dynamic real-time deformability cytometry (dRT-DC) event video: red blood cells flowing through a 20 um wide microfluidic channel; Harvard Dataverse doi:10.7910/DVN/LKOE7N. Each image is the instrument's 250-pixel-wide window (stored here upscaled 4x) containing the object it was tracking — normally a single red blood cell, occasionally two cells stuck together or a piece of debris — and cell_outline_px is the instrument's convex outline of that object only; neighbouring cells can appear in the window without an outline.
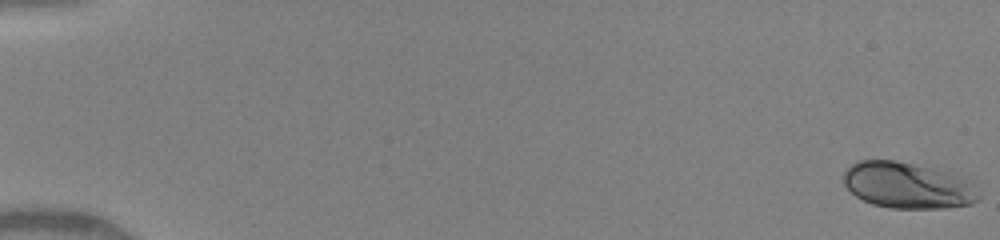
{"species": "human", "species_latin": "Homo sapiens", "temperature_condition": "warm", "stored_images_in_passage": 51, "camera_frame_rate_fps": 3000, "um_per_image_px": 0.085, "donor": {"sex": "female"}, "frame": {"image": 1, "passage_image": 1, "time_ms": 0.0, "image_size_px": [1000, 240], "cell_outline_px": [[980, 196], [972, 204], [948, 208], [892, 208], [872, 204], [856, 196], [844, 184], [844, 172], [852, 164], [860, 160], [892, 160], [960, 172], [972, 180], [980, 192]], "centroid_in_image_um": [77.28, 15.74], "position_along_channel_um": 7.7, "area_um2": 37.17}}
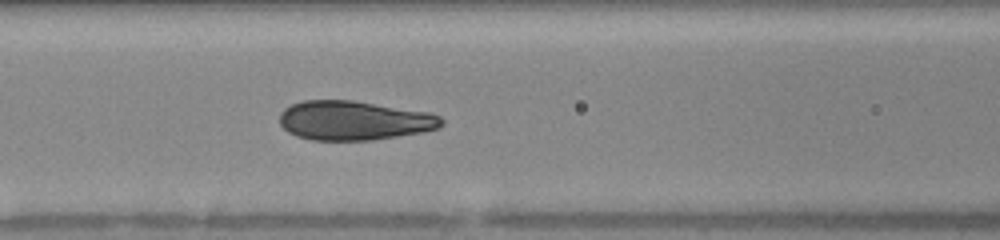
{"frame": {"image": 2, "passage_image": 24, "time_ms": 7.333, "image_size_px": [1000, 240], "cell_outline_px": [[444, 124], [440, 128], [424, 132], [372, 140], [312, 140], [296, 136], [288, 132], [280, 124], [280, 112], [284, 108], [292, 104], [304, 100], [352, 100], [428, 112], [440, 116], [444, 120]], "centroid_in_image_um": [30.11, 10.24], "position_along_channel_um": 136.5, "area_um2": 37.22}}
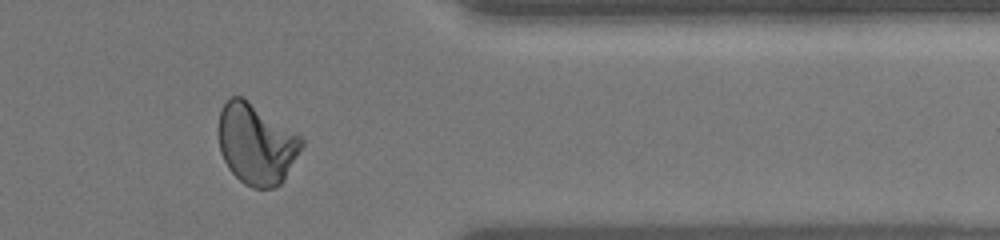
{"frame": {"image": 3, "passage_image": 43, "time_ms": 13.667, "image_size_px": [1000, 240], "cell_outline_px": [[304, 144], [284, 180], [276, 188], [252, 188], [244, 184], [228, 168], [220, 152], [216, 132], [220, 112], [224, 104], [232, 96], [240, 96], [300, 136], [304, 140]], "centroid_in_image_um": [21.75, 12.28], "position_along_channel_um": 389.7, "area_um2": 38.84}, "authors_computed_cell_mechanics": {"area_um2": 37.5122, "velocity_mm_per_s": 4.1556, "shape_relaxation_time_tau1_ms": 3.2075, "shape_relaxation_time_tau2_ms": null, "deformation_change_tau1": 0.1545, "deformation_change_tau2": null}}